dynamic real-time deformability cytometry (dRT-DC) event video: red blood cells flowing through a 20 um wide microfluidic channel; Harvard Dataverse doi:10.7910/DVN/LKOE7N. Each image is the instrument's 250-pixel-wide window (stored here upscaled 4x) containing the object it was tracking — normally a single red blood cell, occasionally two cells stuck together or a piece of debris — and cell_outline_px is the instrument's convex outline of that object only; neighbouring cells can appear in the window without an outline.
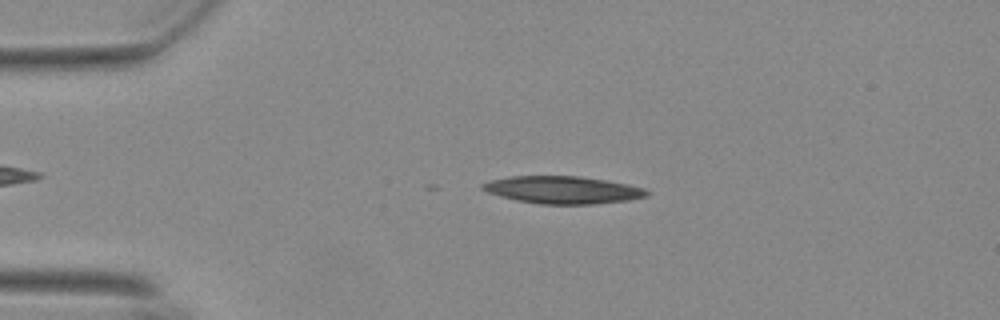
{"species": "Egyptian fruit bat (a non-hibernating species)", "species_latin": "Rousettus aegyptiacus", "temperature_condition": "warm", "stored_images_in_passage": 7, "camera_frame_rate_fps": 3000, "um_per_image_px": 0.085, "animal": {"sex": "female"}, "frame": {"image": 1, "passage_image": 2, "time_ms": 0.333, "image_size_px": [1000, 320], "cell_outline_px": [[648, 196], [628, 200], [592, 204], [540, 204], [516, 200], [488, 192], [480, 188], [480, 184], [488, 180], [508, 176], [580, 176], [628, 184], [644, 188], [648, 192]], "centroid_in_image_um": [47.79, 16.13], "position_along_channel_um": 37.2, "area_um2": 26.24}}